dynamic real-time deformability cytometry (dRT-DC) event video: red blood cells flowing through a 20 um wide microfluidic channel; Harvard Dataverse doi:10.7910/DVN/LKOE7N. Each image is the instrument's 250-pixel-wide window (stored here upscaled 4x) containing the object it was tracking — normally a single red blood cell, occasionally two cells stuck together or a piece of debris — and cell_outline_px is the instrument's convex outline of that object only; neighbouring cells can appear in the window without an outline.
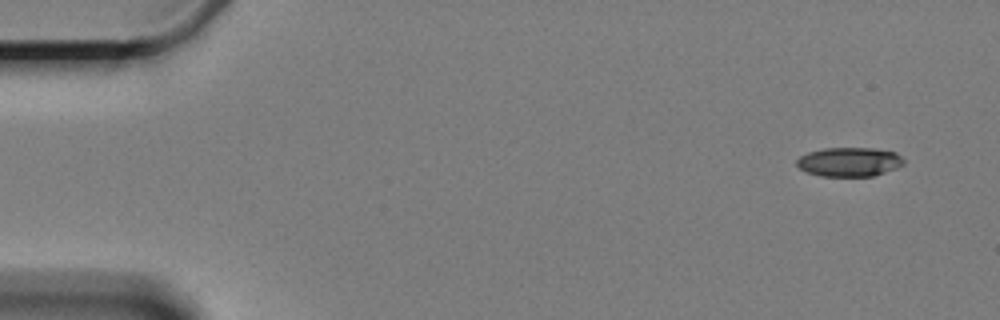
{"species": "Egyptian fruit bat (a non-hibernating species)", "species_latin": "Rousettus aegyptiacus", "temperature_condition": "cold", "stored_images_in_passage": 4, "camera_frame_rate_fps": 3000, "um_per_image_px": 0.085, "animal": {"sex": "female"}, "frame": {"image": 1, "passage_image": 1, "time_ms": 0.0, "image_size_px": [1000, 320], "cell_outline_px": [[904, 164], [896, 168], [872, 176], [820, 176], [808, 172], [800, 168], [796, 164], [796, 160], [800, 156], [808, 152], [824, 148], [872, 148], [896, 152], [904, 160]], "centroid_in_image_um": [72.18, 13.75], "position_along_channel_um": 12.8, "area_um2": 18.09}}